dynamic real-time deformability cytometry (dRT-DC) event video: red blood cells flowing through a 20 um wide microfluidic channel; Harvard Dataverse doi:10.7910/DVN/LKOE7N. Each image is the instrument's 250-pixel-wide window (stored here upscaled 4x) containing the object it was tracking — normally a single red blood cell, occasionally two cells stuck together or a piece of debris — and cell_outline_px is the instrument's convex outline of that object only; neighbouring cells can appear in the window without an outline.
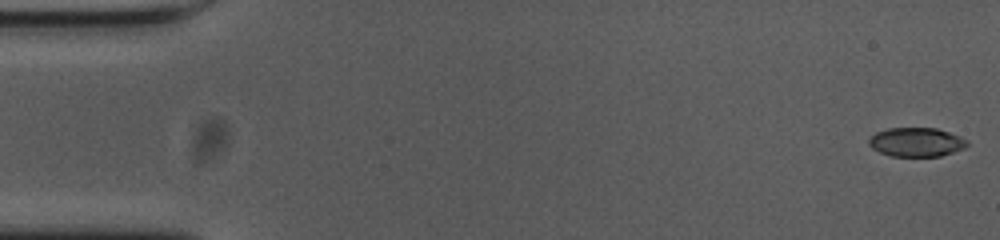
{"species": "common noctule bat (a hibernating species)", "species_latin": "Nyctalus noctula", "temperature_condition": "cold", "stored_images_in_passage": 55, "camera_frame_rate_fps": 3000, "um_per_image_px": 0.085, "animal": {"sex": "female", "body_mass_g": 23.0, "forearm_length_mm": 53.4}, "frame": {"image": 1, "passage_image": 1, "time_ms": 0.0, "image_size_px": [1000, 240], "cell_outline_px": [[968, 144], [964, 148], [940, 156], [892, 156], [880, 152], [872, 148], [868, 144], [868, 140], [876, 132], [888, 128], [936, 128], [960, 136], [968, 140]], "centroid_in_image_um": [77.89, 12.07], "position_along_channel_um": 7.1, "area_um2": 16.53}}
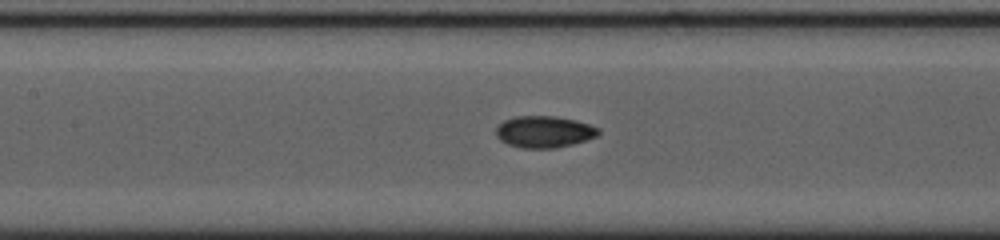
{"frame": {"image": 2, "passage_image": 25, "time_ms": 8.0, "image_size_px": [1000, 240], "cell_outline_px": [[600, 136], [572, 144], [556, 148], [524, 148], [508, 144], [500, 140], [496, 136], [496, 128], [504, 120], [516, 116], [556, 116], [576, 120], [600, 128]], "centroid_in_image_um": [46.28, 11.2], "position_along_channel_um": 161.1, "area_um2": 19.02}}
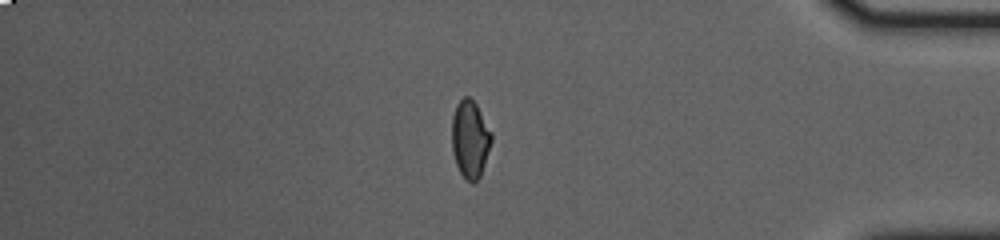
{"frame": {"image": 3, "passage_image": 47, "time_ms": 15.333, "image_size_px": [1000, 240], "cell_outline_px": [[492, 140], [480, 176], [472, 184], [460, 172], [456, 164], [452, 152], [452, 116], [456, 104], [464, 96], [468, 96], [476, 104], [492, 132]], "centroid_in_image_um": [39.95, 11.8], "position_along_channel_um": 395.3, "area_um2": 17.8}}